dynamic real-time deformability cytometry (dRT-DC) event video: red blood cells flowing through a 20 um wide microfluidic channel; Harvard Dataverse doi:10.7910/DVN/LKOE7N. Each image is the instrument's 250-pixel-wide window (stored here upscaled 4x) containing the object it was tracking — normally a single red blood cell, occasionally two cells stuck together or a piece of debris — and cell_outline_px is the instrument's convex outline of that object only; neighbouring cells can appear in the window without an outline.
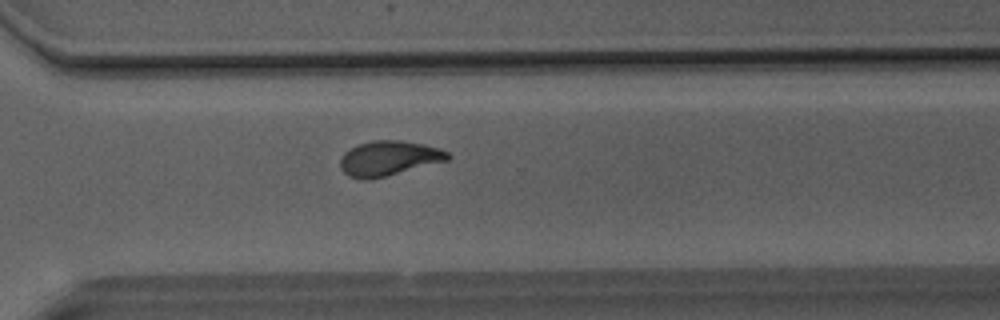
{"species": "Egyptian fruit bat (a non-hibernating species)", "species_latin": "Rousettus aegyptiacus", "temperature_condition": "room temperature", "stored_images_in_passage": 39, "camera_frame_rate_fps": 3000, "um_per_image_px": 0.085, "animal": {"sex": "male"}, "frame": {"image": 1, "passage_image": 25, "time_ms": 8.0, "image_size_px": [1000, 320], "cell_outline_px": [[452, 156], [448, 160], [368, 180], [360, 180], [348, 176], [340, 168], [340, 160], [344, 152], [360, 144], [376, 140], [400, 140], [424, 144], [440, 148], [448, 152]], "centroid_in_image_um": [33.04, 13.46], "position_along_channel_um": 337.6, "area_um2": 21.68}}
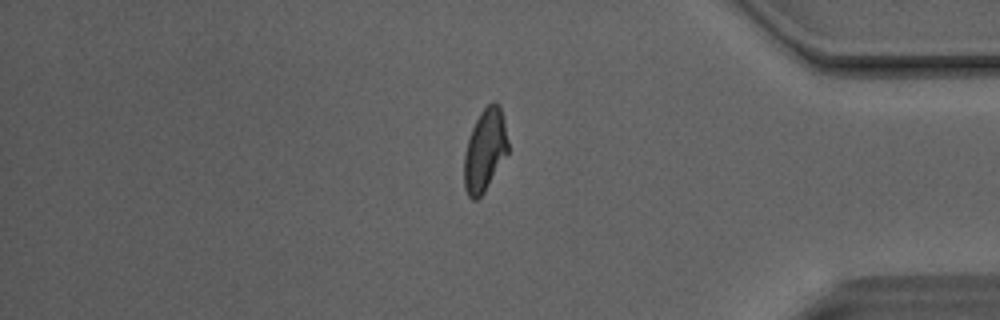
{"frame": {"image": 2, "passage_image": 31, "time_ms": 10.0, "image_size_px": [1000, 320], "cell_outline_px": [[508, 152], [484, 192], [476, 200], [472, 200], [468, 196], [464, 188], [464, 156], [468, 140], [472, 128], [480, 112], [492, 100], [500, 104], [504, 120], [508, 140]], "centroid_in_image_um": [41.22, 12.75], "position_along_channel_um": 394.0, "area_um2": 21.04}}
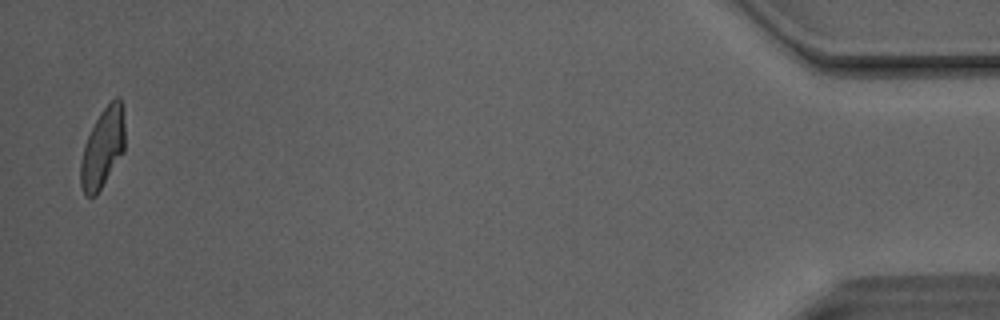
{"frame": {"image": 3, "passage_image": 38, "time_ms": 12.333, "image_size_px": [1000, 320], "cell_outline_px": [[124, 152], [96, 196], [88, 196], [84, 192], [80, 184], [80, 160], [84, 144], [100, 112], [116, 96], [120, 96], [124, 108]], "centroid_in_image_um": [8.74, 12.55], "position_along_channel_um": 426.5, "area_um2": 20.63}, "authors_computed_cell_mechanics": {"area_um2": 21.6172, "velocity_mm_per_s": 4.1184, "shape_relaxation_time_tau1_ms": 5.8222, "shape_relaxation_time_tau2_ms": 1.3293, "deformation_change_tau1": 0.1801, "deformation_change_tau2": 0.0723}}